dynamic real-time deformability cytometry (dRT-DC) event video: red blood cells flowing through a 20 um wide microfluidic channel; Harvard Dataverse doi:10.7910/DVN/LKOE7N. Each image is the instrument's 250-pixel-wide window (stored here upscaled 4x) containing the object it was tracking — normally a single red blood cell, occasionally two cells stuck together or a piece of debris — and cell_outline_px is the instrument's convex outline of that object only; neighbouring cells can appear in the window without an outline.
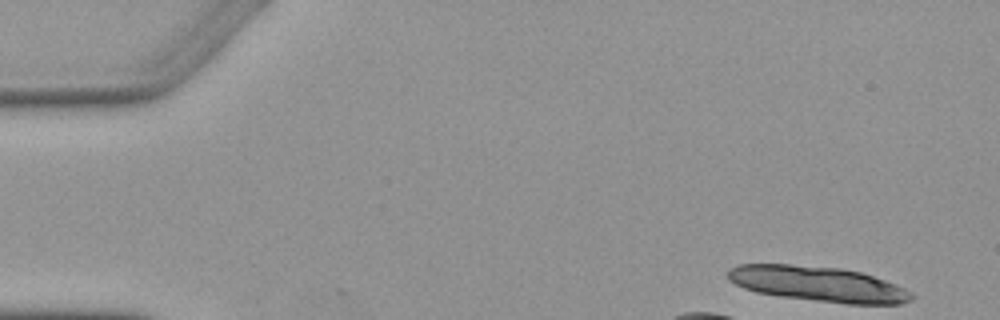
{"species": "Egyptian fruit bat (a non-hibernating species)", "species_latin": "Rousettus aegyptiacus", "temperature_condition": "warm", "stored_images_in_passage": 5, "camera_frame_rate_fps": 3000, "um_per_image_px": 0.085, "animal": {"sex": "female"}, "frame": {"image": 1, "passage_image": 1, "time_ms": 0.0, "image_size_px": [1000, 320], "cell_outline_px": [[916, 296], [912, 300], [900, 304], [844, 304], [780, 296], [756, 292], [744, 288], [728, 280], [728, 272], [732, 268], [740, 264], [788, 264], [840, 268], [860, 272], [896, 284], [912, 292]], "centroid_in_image_um": [69.57, 24.15], "position_along_channel_um": 15.4, "area_um2": 37.69}}